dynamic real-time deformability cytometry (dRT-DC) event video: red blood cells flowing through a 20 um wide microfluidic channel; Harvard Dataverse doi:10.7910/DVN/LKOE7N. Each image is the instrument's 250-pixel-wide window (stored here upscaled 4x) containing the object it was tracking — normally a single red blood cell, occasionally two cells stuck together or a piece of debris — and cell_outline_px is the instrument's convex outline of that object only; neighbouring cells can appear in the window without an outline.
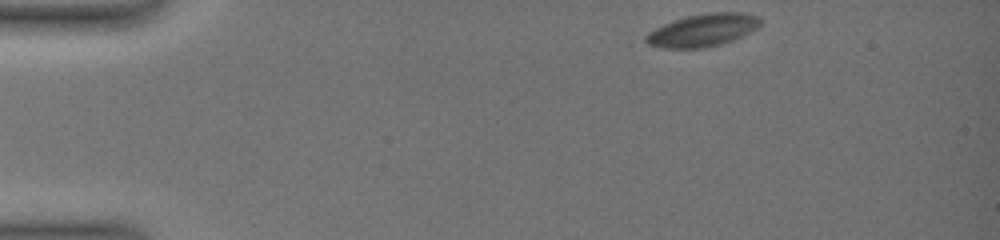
{"species": "common noctule bat (a hibernating species)", "species_latin": "Nyctalus noctula", "temperature_condition": "warm", "stored_images_in_passage": 28, "camera_frame_rate_fps": 3000, "um_per_image_px": 0.085, "animal": {"sex": "female", "body_mass_g": 19.0, "forearm_length_mm": 51.5}, "frame": {"image": 1, "passage_image": 1, "time_ms": 0.0, "image_size_px": [1000, 240], "cell_outline_px": [[764, 20], [756, 28], [732, 40], [720, 44], [704, 48], [664, 48], [648, 44], [644, 40], [644, 36], [648, 32], [672, 20], [688, 16], [708, 12], [744, 12], [756, 16]], "centroid_in_image_um": [59.72, 2.56], "position_along_channel_um": 25.3, "area_um2": 21.68}}
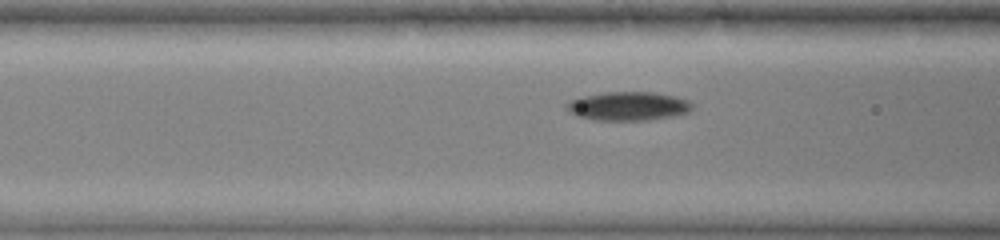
{"frame": {"image": 2, "passage_image": 16, "time_ms": 5.0, "image_size_px": [1000, 240], "cell_outline_px": [[696, 104], [688, 112], [672, 116], [652, 120], [592, 120], [576, 116], [564, 108], [564, 104], [568, 100], [584, 96], [604, 92], [652, 92], [676, 96], [688, 100]], "centroid_in_image_um": [53.38, 9.02], "position_along_channel_um": 113.2, "area_um2": 21.39}}
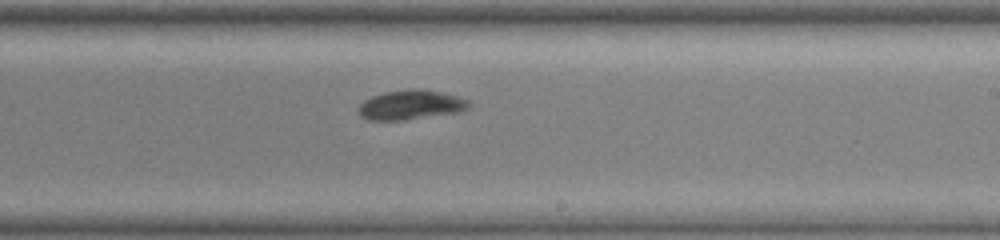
{"frame": {"image": 3, "passage_image": 28, "time_ms": 9.0, "image_size_px": [1000, 240], "cell_outline_px": [[472, 104], [468, 108], [460, 112], [404, 120], [368, 120], [360, 116], [356, 112], [356, 108], [364, 100], [372, 96], [384, 92], [416, 88], [420, 88], [460, 96], [468, 100]], "centroid_in_image_um": [34.9, 8.91], "position_along_channel_um": 254.1, "area_um2": 19.31}}